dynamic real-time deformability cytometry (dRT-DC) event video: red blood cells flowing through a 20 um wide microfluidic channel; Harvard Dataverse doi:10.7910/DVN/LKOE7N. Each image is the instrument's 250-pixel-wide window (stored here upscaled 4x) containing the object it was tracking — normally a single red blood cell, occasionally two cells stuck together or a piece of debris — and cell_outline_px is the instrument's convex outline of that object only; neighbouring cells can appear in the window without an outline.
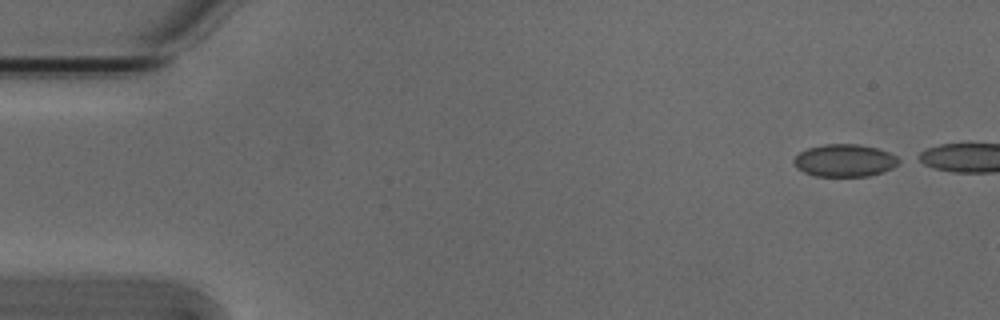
{"species": "Egyptian fruit bat (a non-hibernating species)", "species_latin": "Rousettus aegyptiacus", "temperature_condition": "cold", "stored_images_in_passage": 3, "camera_frame_rate_fps": 3000, "um_per_image_px": 0.085, "animal": {"sex": "male"}, "frame": {"image": 1, "passage_image": 1, "time_ms": 0.0, "image_size_px": [1000, 320], "cell_outline_px": [[904, 160], [892, 168], [884, 172], [868, 176], [816, 176], [804, 172], [796, 168], [792, 160], [800, 152], [808, 148], [824, 144], [860, 144], [876, 148], [888, 152]], "centroid_in_image_um": [71.81, 13.64], "position_along_channel_um": 13.2, "area_um2": 20.0}}